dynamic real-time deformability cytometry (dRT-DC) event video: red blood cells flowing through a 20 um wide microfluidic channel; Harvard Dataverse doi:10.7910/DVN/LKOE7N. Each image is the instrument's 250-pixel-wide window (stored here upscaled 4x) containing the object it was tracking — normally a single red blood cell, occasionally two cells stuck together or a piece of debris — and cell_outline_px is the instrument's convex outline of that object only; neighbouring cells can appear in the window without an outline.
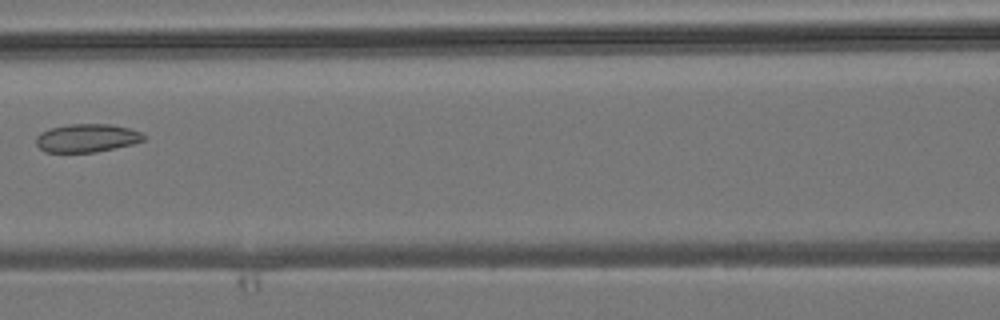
{"species": "common noctule bat (a hibernating species)", "species_latin": "Nyctalus noctula", "temperature_condition": "room temperature", "stored_images_in_passage": 6, "camera_frame_rate_fps": 3000, "um_per_image_px": 0.085, "animal": {"sex": "male", "body_mass_g": 19.2, "forearm_length_mm": 51.8}, "frame": {"image": 1, "passage_image": 6, "time_ms": 6.0, "image_size_px": [1000, 320], "cell_outline_px": [[144, 140], [132, 144], [96, 152], [44, 152], [36, 144], [36, 136], [40, 132], [48, 128], [68, 124], [112, 124], [128, 128], [140, 132], [144, 136]], "centroid_in_image_um": [7.33, 11.73], "position_along_channel_um": 159.3, "area_um2": 17.74}}